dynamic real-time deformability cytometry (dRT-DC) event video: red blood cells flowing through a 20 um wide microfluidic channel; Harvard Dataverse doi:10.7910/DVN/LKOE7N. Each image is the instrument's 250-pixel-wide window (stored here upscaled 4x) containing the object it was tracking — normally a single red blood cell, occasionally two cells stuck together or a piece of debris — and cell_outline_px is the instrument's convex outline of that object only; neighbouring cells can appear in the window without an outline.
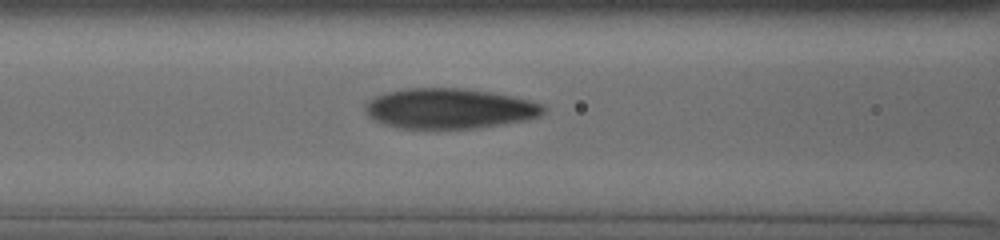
{"species": "human", "species_latin": "Homo sapiens", "temperature_condition": "cold", "stored_images_in_passage": 11, "camera_frame_rate_fps": 3000, "um_per_image_px": 0.085, "donor": {"sex": "male"}, "frame": {"image": 1, "passage_image": 7, "time_ms": 2.333, "image_size_px": [1000, 240], "cell_outline_px": [[544, 112], [540, 116], [524, 120], [500, 124], [472, 128], [404, 128], [384, 124], [368, 116], [364, 108], [368, 100], [376, 96], [388, 92], [408, 88], [464, 88], [512, 96], [544, 104]], "centroid_in_image_um": [38.19, 9.22], "position_along_channel_um": 128.4, "area_um2": 41.33}}
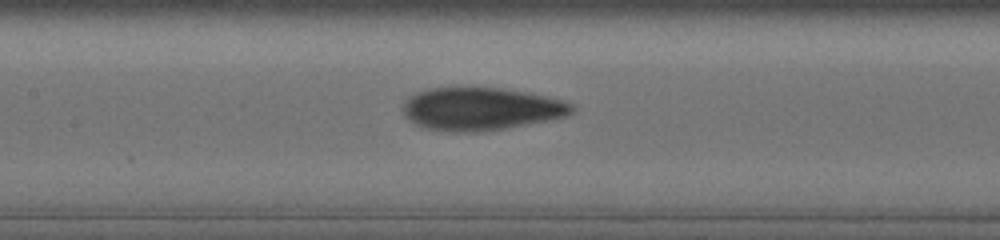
{"frame": {"image": 2, "passage_image": 10, "time_ms": 3.333, "image_size_px": [1000, 240], "cell_outline_px": [[572, 112], [564, 116], [544, 120], [500, 128], [460, 132], [456, 132], [428, 128], [416, 124], [408, 120], [404, 116], [404, 104], [416, 92], [432, 88], [500, 88], [524, 92], [564, 100], [572, 104]], "centroid_in_image_um": [40.84, 9.23], "position_along_channel_um": 166.6, "area_um2": 40.75}}